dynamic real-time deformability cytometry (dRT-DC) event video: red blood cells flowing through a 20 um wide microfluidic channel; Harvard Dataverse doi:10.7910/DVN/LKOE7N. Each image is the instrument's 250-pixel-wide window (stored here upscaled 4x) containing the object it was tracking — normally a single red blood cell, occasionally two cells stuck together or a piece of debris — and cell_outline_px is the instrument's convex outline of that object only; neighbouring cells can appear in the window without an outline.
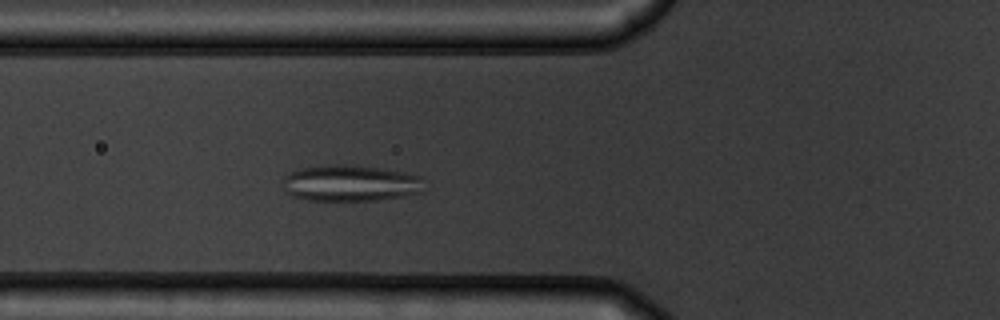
{"species": "common noctule bat (a hibernating species)", "species_latin": "Nyctalus noctula", "temperature_condition": "warm", "stored_images_in_passage": 50, "camera_frame_rate_fps": 3000, "um_per_image_px": 0.085, "animal": {"sex": "male", "body_mass_g": 19.5, "forearm_length_mm": 54.6}, "frame": {"image": 1, "passage_image": 16, "time_ms": 5.0, "image_size_px": [1000, 320], "cell_outline_px": [[424, 176], [420, 192], [404, 196], [376, 200], [308, 200], [292, 196], [284, 188], [284, 176], [300, 168], [332, 164], [348, 164], [380, 168], [404, 172]], "centroid_in_image_um": [29.8, 15.56], "position_along_channel_um": 96.0, "area_um2": 29.82}}
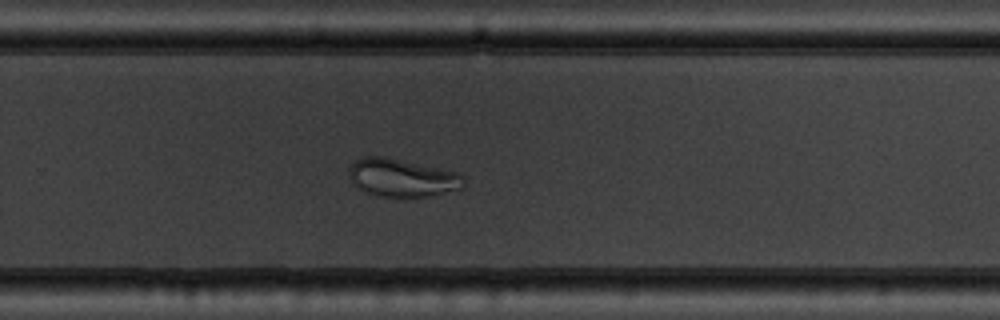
{"frame": {"image": 2, "passage_image": 32, "time_ms": 10.333, "image_size_px": [1000, 320], "cell_outline_px": [[464, 184], [460, 188], [424, 196], [376, 196], [364, 192], [352, 184], [348, 176], [348, 168], [356, 160], [364, 156], [384, 156], [460, 172], [464, 176]], "centroid_in_image_um": [34.12, 15.09], "position_along_channel_um": 295.7, "area_um2": 25.37}}
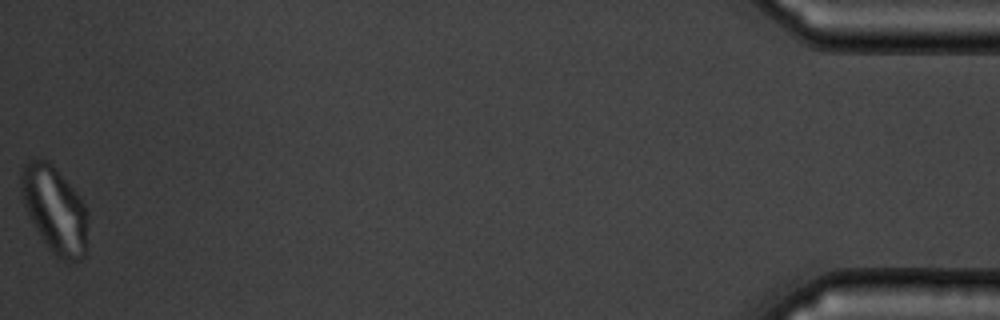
{"frame": {"image": 3, "passage_image": 50, "time_ms": 16.333, "image_size_px": [1000, 320], "cell_outline_px": [[88, 224], [84, 256], [80, 260], [64, 260], [56, 256], [48, 248], [28, 216], [20, 192], [20, 168], [28, 160], [36, 156], [48, 160], [52, 164], [76, 192], [84, 204], [88, 212]], "centroid_in_image_um": [4.62, 17.76], "position_along_channel_um": 430.6, "area_um2": 33.93}, "authors_computed_cell_mechanics": {"area_um2": 29.6225, "velocity_mm_per_s": 3.7437, "shape_relaxation_time_tau1_ms": 6.1102, "shape_relaxation_time_tau2_ms": 0.9126, "deformation_change_tau1": 0.1413, "deformation_change_tau2": 0.0424}}